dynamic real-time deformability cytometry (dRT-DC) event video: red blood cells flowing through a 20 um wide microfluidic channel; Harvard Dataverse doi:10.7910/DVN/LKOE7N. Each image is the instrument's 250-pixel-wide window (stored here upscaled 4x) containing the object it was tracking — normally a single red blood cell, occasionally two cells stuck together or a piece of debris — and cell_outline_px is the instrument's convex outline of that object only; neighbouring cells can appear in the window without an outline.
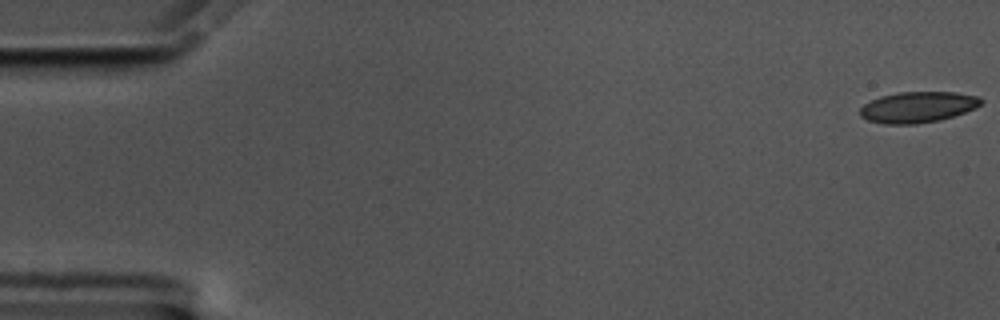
{"species": "common noctule bat (a hibernating species)", "species_latin": "Nyctalus noctula", "temperature_condition": "cold", "stored_images_in_passage": 16, "camera_frame_rate_fps": 3000, "um_per_image_px": 0.085, "animal": {"sex": "male", "body_mass_g": 17.5, "forearm_length_mm": 52.3}, "frame": {"image": 1, "passage_image": 1, "time_ms": 0.0, "image_size_px": [1000, 320], "cell_outline_px": [[984, 100], [976, 108], [940, 120], [916, 124], [884, 124], [868, 120], [860, 116], [860, 108], [864, 104], [880, 96], [900, 92], [956, 92], [980, 96]], "centroid_in_image_um": [78.03, 9.1], "position_along_channel_um": 7.0, "area_um2": 21.85}}
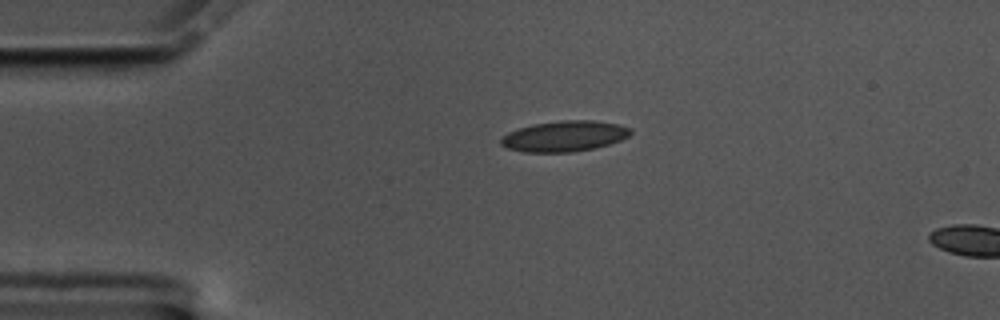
{"frame": {"image": 2, "passage_image": 13, "time_ms": 4.0, "image_size_px": [1000, 320], "cell_outline_px": [[632, 132], [628, 136], [620, 140], [596, 148], [572, 152], [524, 152], [508, 148], [500, 144], [500, 140], [508, 132], [532, 124], [560, 120], [592, 120], [620, 124], [632, 128]], "centroid_in_image_um": [48.0, 11.57], "position_along_channel_um": 37.0, "area_um2": 23.24}}